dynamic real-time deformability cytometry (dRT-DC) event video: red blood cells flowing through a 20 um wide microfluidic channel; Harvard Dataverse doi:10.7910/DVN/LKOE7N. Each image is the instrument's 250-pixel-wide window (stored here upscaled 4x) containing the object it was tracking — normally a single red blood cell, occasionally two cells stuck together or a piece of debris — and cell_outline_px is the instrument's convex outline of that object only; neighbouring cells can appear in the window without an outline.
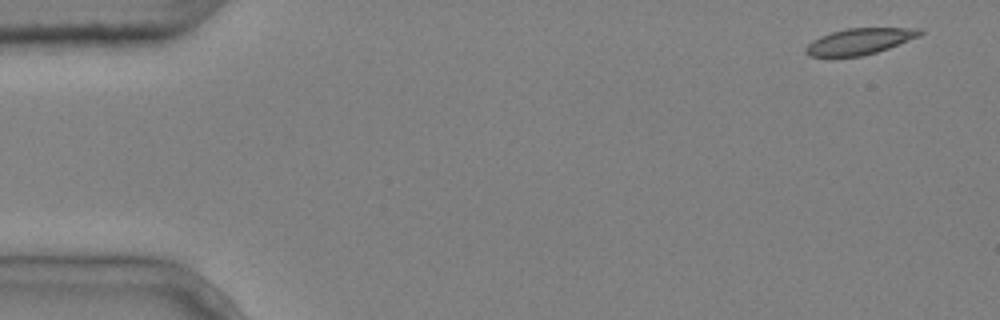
{"species": "common noctule bat (a hibernating species)", "species_latin": "Nyctalus noctula", "temperature_condition": "cold", "stored_images_in_passage": 7, "camera_frame_rate_fps": 3000, "um_per_image_px": 0.085, "animal": {"sex": "male", "body_mass_g": 20.4}, "frame": {"image": 1, "passage_image": 1, "time_ms": 0.0, "image_size_px": [1000, 320], "cell_outline_px": [[924, 32], [920, 36], [888, 48], [876, 52], [860, 56], [832, 60], [808, 56], [804, 52], [804, 48], [812, 40], [820, 36], [832, 32], [848, 28], [920, 28]], "centroid_in_image_um": [72.96, 3.56], "position_along_channel_um": 12.0, "area_um2": 18.03}}
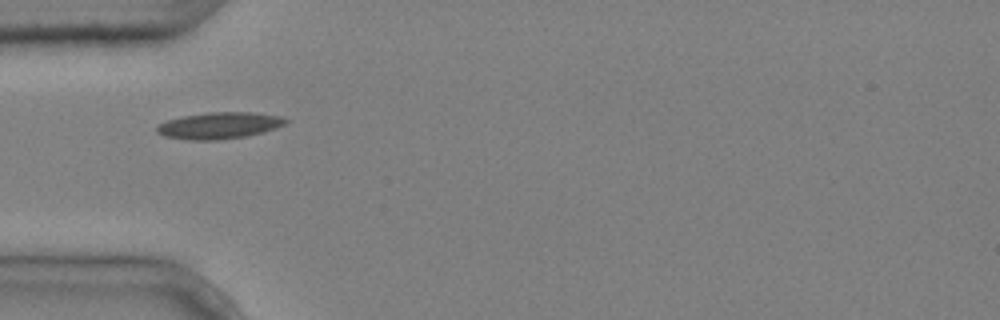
{"frame": {"image": 2, "passage_image": 4, "time_ms": 1.0, "image_size_px": [1000, 320], "cell_outline_px": [[288, 120], [284, 124], [276, 128], [244, 136], [216, 140], [184, 140], [164, 136], [156, 132], [156, 124], [180, 116], [208, 112], [252, 112], [280, 116]], "centroid_in_image_um": [18.55, 10.66], "position_along_channel_um": 66.4, "area_um2": 19.94}}